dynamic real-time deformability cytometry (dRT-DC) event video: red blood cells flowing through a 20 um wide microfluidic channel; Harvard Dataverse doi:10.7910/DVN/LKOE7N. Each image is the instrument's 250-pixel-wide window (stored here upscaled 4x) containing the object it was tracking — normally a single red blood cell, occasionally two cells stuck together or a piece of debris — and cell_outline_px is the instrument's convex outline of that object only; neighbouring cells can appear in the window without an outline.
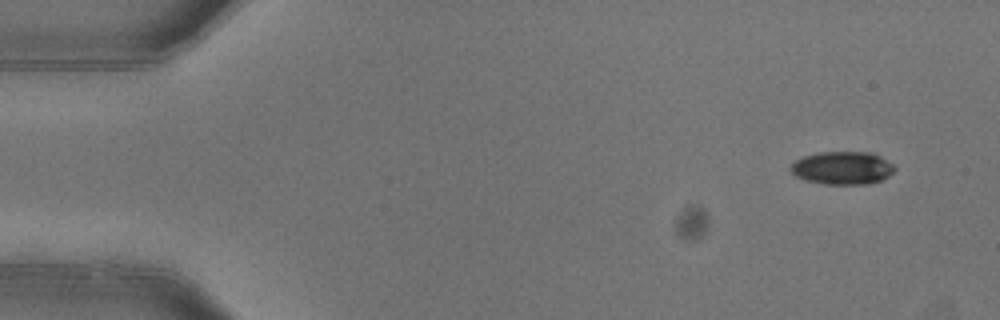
{"species": "common noctule bat (a hibernating species)", "species_latin": "Nyctalus noctula", "temperature_condition": "warm", "stored_images_in_passage": 6, "camera_frame_rate_fps": 3000, "um_per_image_px": 0.085, "animal": {"sex": "female"}, "frame": {"image": 1, "passage_image": 1, "time_ms": 0.0, "image_size_px": [1000, 320], "cell_outline_px": [[896, 168], [888, 176], [880, 180], [868, 184], [824, 184], [804, 180], [796, 176], [788, 168], [796, 160], [804, 156], [820, 152], [872, 152], [880, 156], [892, 164]], "centroid_in_image_um": [71.59, 14.27], "position_along_channel_um": 13.4, "area_um2": 19.94}}
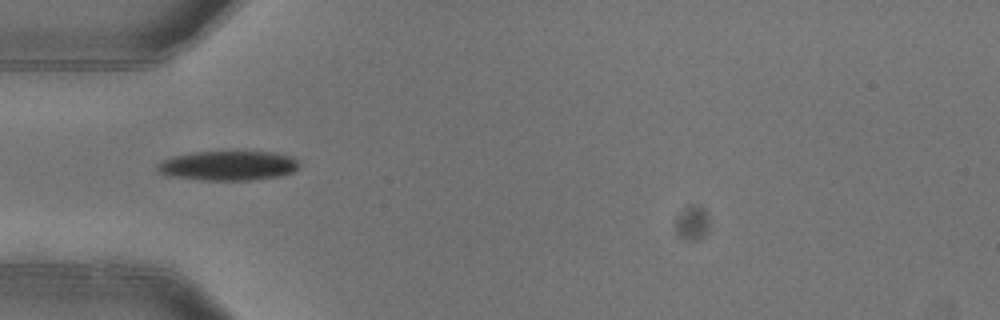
{"frame": {"image": 2, "passage_image": 4, "time_ms": 1.0, "image_size_px": [1000, 320], "cell_outline_px": [[300, 164], [292, 172], [280, 176], [248, 180], [204, 180], [168, 176], [160, 172], [156, 168], [156, 164], [172, 156], [196, 152], [272, 152], [292, 156]], "centroid_in_image_um": [19.38, 14.08], "position_along_channel_um": 65.6, "area_um2": 24.28}}